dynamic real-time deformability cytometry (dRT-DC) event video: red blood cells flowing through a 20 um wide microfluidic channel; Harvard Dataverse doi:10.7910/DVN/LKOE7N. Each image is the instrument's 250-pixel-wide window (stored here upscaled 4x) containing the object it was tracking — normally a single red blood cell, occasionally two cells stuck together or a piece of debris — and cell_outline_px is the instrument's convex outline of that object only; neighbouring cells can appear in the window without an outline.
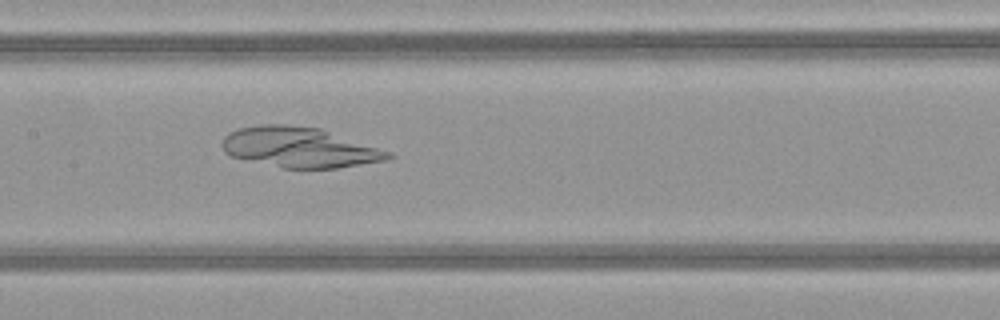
{"species": "common noctule bat (a hibernating species)", "species_latin": "Nyctalus noctula", "temperature_condition": "warm", "stored_images_in_passage": 48, "camera_frame_rate_fps": 3000, "um_per_image_px": 0.085, "animal": {"sex": "female", "body_mass_g": 21.9}, "frame": {"image": 1, "passage_image": 23, "time_ms": 7.333, "image_size_px": [1000, 320], "cell_outline_px": [[396, 156], [388, 160], [340, 168], [284, 168], [232, 156], [224, 152], [220, 144], [224, 136], [228, 132], [240, 128], [264, 124], [284, 124], [320, 128], [392, 152]], "centroid_in_image_um": [25.49, 12.53], "position_along_channel_um": 181.9, "area_um2": 39.02}}
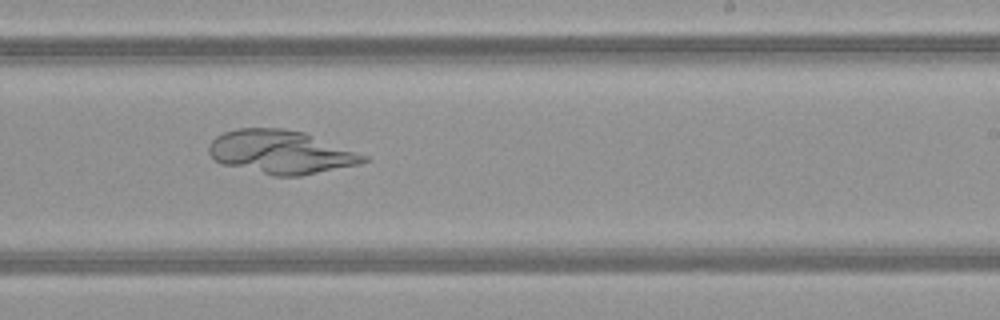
{"frame": {"image": 2, "passage_image": 29, "time_ms": 9.333, "image_size_px": [1000, 320], "cell_outline_px": [[372, 160], [360, 164], [300, 176], [272, 176], [224, 164], [216, 160], [208, 152], [208, 144], [216, 136], [224, 132], [236, 128], [280, 128], [304, 132], [368, 156]], "centroid_in_image_um": [23.88, 12.93], "position_along_channel_um": 265.1, "area_um2": 39.19}}
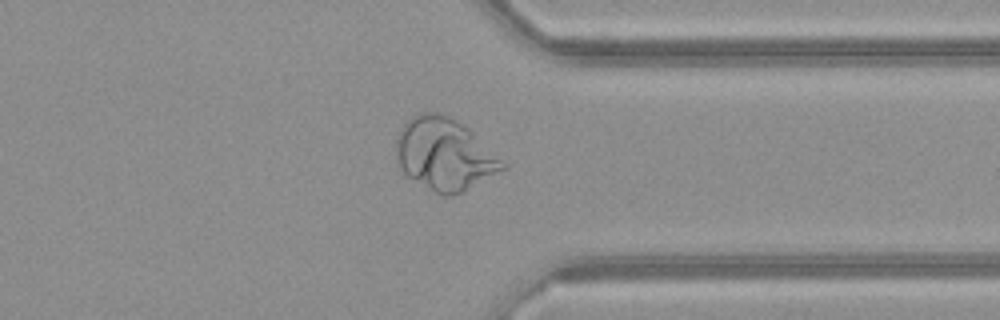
{"frame": {"image": 3, "passage_image": 37, "time_ms": 12.0, "image_size_px": [1000, 320], "cell_outline_px": [[508, 168], [452, 196], [440, 196], [408, 176], [396, 164], [396, 140], [400, 128], [412, 116], [420, 112], [436, 112], [448, 116], [456, 120], [508, 164]], "centroid_in_image_um": [37.75, 13.13], "position_along_channel_um": 373.7, "area_um2": 44.33}}